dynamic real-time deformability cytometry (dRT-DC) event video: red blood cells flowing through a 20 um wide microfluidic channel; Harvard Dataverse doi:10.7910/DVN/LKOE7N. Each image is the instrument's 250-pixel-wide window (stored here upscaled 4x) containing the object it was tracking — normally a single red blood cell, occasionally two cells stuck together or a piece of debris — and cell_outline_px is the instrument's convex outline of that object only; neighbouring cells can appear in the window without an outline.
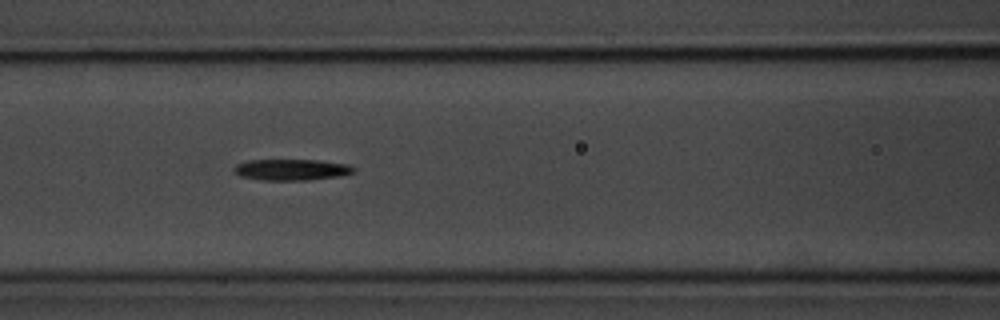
{"species": "common noctule bat (a hibernating species)", "species_latin": "Nyctalus noctula", "temperature_condition": "room temperature", "stored_images_in_passage": 36, "camera_frame_rate_fps": 3000, "um_per_image_px": 0.085, "animal": {"sex": "male", "body_mass_g": 20.1, "forearm_length_mm": 53.5}, "frame": {"image": 1, "passage_image": 11, "time_ms": 3.333, "image_size_px": [1000, 320], "cell_outline_px": [[356, 172], [340, 176], [308, 180], [260, 180], [240, 176], [232, 168], [236, 164], [248, 160], [320, 160], [348, 164], [356, 168]], "centroid_in_image_um": [24.81, 14.42], "position_along_channel_um": 141.8, "area_um2": 14.91}, "authors_computed_cell_mechanics": {"area_um2": 14.8546, "velocity_mm_per_s": 3.6501, "shape_relaxation_time_tau1_ms": 2.1728, "shape_relaxation_time_tau2_ms": null, "deformation_change_tau1": 0.168, "deformation_change_tau2": null}}